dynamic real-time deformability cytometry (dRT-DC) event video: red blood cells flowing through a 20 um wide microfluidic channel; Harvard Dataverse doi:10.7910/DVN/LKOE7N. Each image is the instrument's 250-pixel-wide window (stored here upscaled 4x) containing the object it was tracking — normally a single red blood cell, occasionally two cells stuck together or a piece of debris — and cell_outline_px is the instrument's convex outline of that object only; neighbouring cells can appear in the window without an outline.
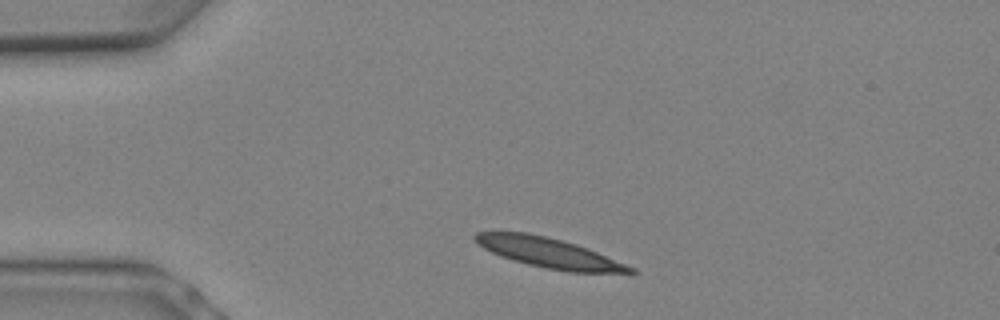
{"species": "Egyptian fruit bat (a non-hibernating species)", "species_latin": "Rousettus aegyptiacus", "temperature_condition": "warm", "stored_images_in_passage": 4, "camera_frame_rate_fps": 3000, "um_per_image_px": 0.085, "animal": {"sex": "female"}, "frame": {"image": 1, "passage_image": 1, "time_ms": 0.0, "image_size_px": [1000, 320], "cell_outline_px": [[636, 276], [568, 272], [528, 264], [512, 260], [500, 256], [484, 248], [472, 236], [476, 232], [528, 232], [576, 244], [588, 248], [636, 268]], "centroid_in_image_um": [46.85, 21.54], "position_along_channel_um": 38.2, "area_um2": 27.57}}
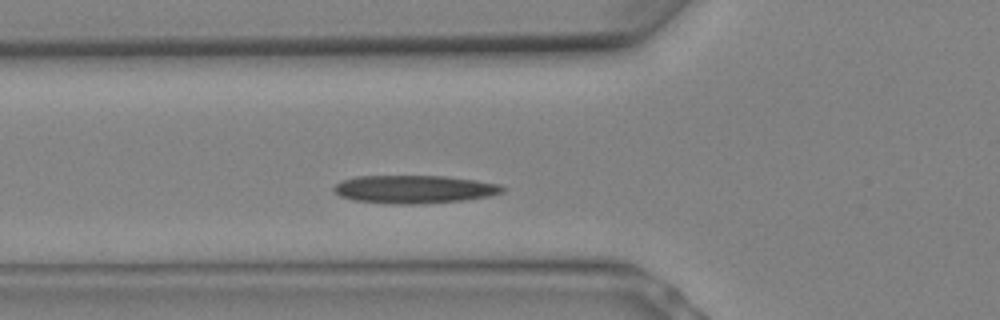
{"frame": {"image": 2, "passage_image": 4, "time_ms": 1.0, "image_size_px": [1000, 320], "cell_outline_px": [[504, 192], [488, 196], [464, 200], [412, 204], [392, 204], [356, 200], [340, 196], [332, 188], [340, 180], [356, 176], [444, 176], [476, 180], [500, 184], [504, 188]], "centroid_in_image_um": [35.2, 16.08], "position_along_channel_um": 90.6, "area_um2": 27.46}}